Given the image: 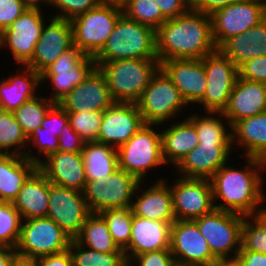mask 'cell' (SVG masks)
<instances>
[{
	"label": "cell",
	"mask_w": 266,
	"mask_h": 266,
	"mask_svg": "<svg viewBox=\"0 0 266 266\" xmlns=\"http://www.w3.org/2000/svg\"><path fill=\"white\" fill-rule=\"evenodd\" d=\"M100 2L101 0H51L50 5L52 8L55 6L59 12L55 13L52 17L72 20L95 8Z\"/></svg>",
	"instance_id": "45"
},
{
	"label": "cell",
	"mask_w": 266,
	"mask_h": 266,
	"mask_svg": "<svg viewBox=\"0 0 266 266\" xmlns=\"http://www.w3.org/2000/svg\"><path fill=\"white\" fill-rule=\"evenodd\" d=\"M14 75L0 80V109L14 112L23 103L36 98L41 74L27 66H20Z\"/></svg>",
	"instance_id": "26"
},
{
	"label": "cell",
	"mask_w": 266,
	"mask_h": 266,
	"mask_svg": "<svg viewBox=\"0 0 266 266\" xmlns=\"http://www.w3.org/2000/svg\"><path fill=\"white\" fill-rule=\"evenodd\" d=\"M240 250L266 254V212L244 217Z\"/></svg>",
	"instance_id": "41"
},
{
	"label": "cell",
	"mask_w": 266,
	"mask_h": 266,
	"mask_svg": "<svg viewBox=\"0 0 266 266\" xmlns=\"http://www.w3.org/2000/svg\"><path fill=\"white\" fill-rule=\"evenodd\" d=\"M231 132L233 148L237 143L247 157L266 161V111L235 122Z\"/></svg>",
	"instance_id": "30"
},
{
	"label": "cell",
	"mask_w": 266,
	"mask_h": 266,
	"mask_svg": "<svg viewBox=\"0 0 266 266\" xmlns=\"http://www.w3.org/2000/svg\"><path fill=\"white\" fill-rule=\"evenodd\" d=\"M246 159L244 168L235 169L226 163L210 178L215 209L243 216L266 212V206H263L266 194L262 191L264 177L261 176L266 161L253 157Z\"/></svg>",
	"instance_id": "1"
},
{
	"label": "cell",
	"mask_w": 266,
	"mask_h": 266,
	"mask_svg": "<svg viewBox=\"0 0 266 266\" xmlns=\"http://www.w3.org/2000/svg\"><path fill=\"white\" fill-rule=\"evenodd\" d=\"M232 144L199 143L176 166L179 176L210 179L224 164L228 163ZM181 174V175H180Z\"/></svg>",
	"instance_id": "21"
},
{
	"label": "cell",
	"mask_w": 266,
	"mask_h": 266,
	"mask_svg": "<svg viewBox=\"0 0 266 266\" xmlns=\"http://www.w3.org/2000/svg\"><path fill=\"white\" fill-rule=\"evenodd\" d=\"M155 126L143 124L126 143L117 148L118 168L142 182L150 169L166 164L162 154L161 130L157 132Z\"/></svg>",
	"instance_id": "6"
},
{
	"label": "cell",
	"mask_w": 266,
	"mask_h": 266,
	"mask_svg": "<svg viewBox=\"0 0 266 266\" xmlns=\"http://www.w3.org/2000/svg\"><path fill=\"white\" fill-rule=\"evenodd\" d=\"M39 266H73V259L69 249L52 255L37 258Z\"/></svg>",
	"instance_id": "54"
},
{
	"label": "cell",
	"mask_w": 266,
	"mask_h": 266,
	"mask_svg": "<svg viewBox=\"0 0 266 266\" xmlns=\"http://www.w3.org/2000/svg\"><path fill=\"white\" fill-rule=\"evenodd\" d=\"M41 9L28 8L0 34V49L9 48L16 63L26 66L32 59L45 21ZM8 47V48H7Z\"/></svg>",
	"instance_id": "13"
},
{
	"label": "cell",
	"mask_w": 266,
	"mask_h": 266,
	"mask_svg": "<svg viewBox=\"0 0 266 266\" xmlns=\"http://www.w3.org/2000/svg\"><path fill=\"white\" fill-rule=\"evenodd\" d=\"M50 181L37 168L24 182L12 204L23 220L46 217L49 206Z\"/></svg>",
	"instance_id": "27"
},
{
	"label": "cell",
	"mask_w": 266,
	"mask_h": 266,
	"mask_svg": "<svg viewBox=\"0 0 266 266\" xmlns=\"http://www.w3.org/2000/svg\"><path fill=\"white\" fill-rule=\"evenodd\" d=\"M195 266H222V260H218L214 263H210V264H203V265H195Z\"/></svg>",
	"instance_id": "60"
},
{
	"label": "cell",
	"mask_w": 266,
	"mask_h": 266,
	"mask_svg": "<svg viewBox=\"0 0 266 266\" xmlns=\"http://www.w3.org/2000/svg\"><path fill=\"white\" fill-rule=\"evenodd\" d=\"M143 124L136 103L115 102L103 111L97 142L118 148L126 143Z\"/></svg>",
	"instance_id": "17"
},
{
	"label": "cell",
	"mask_w": 266,
	"mask_h": 266,
	"mask_svg": "<svg viewBox=\"0 0 266 266\" xmlns=\"http://www.w3.org/2000/svg\"><path fill=\"white\" fill-rule=\"evenodd\" d=\"M69 124L85 143L97 142L103 111L67 112Z\"/></svg>",
	"instance_id": "43"
},
{
	"label": "cell",
	"mask_w": 266,
	"mask_h": 266,
	"mask_svg": "<svg viewBox=\"0 0 266 266\" xmlns=\"http://www.w3.org/2000/svg\"><path fill=\"white\" fill-rule=\"evenodd\" d=\"M80 245L99 252H124L114 243L108 226L99 213H91L74 238Z\"/></svg>",
	"instance_id": "35"
},
{
	"label": "cell",
	"mask_w": 266,
	"mask_h": 266,
	"mask_svg": "<svg viewBox=\"0 0 266 266\" xmlns=\"http://www.w3.org/2000/svg\"><path fill=\"white\" fill-rule=\"evenodd\" d=\"M139 183L135 176L120 168L104 178L87 181L82 192L89 212L131 207Z\"/></svg>",
	"instance_id": "9"
},
{
	"label": "cell",
	"mask_w": 266,
	"mask_h": 266,
	"mask_svg": "<svg viewBox=\"0 0 266 266\" xmlns=\"http://www.w3.org/2000/svg\"><path fill=\"white\" fill-rule=\"evenodd\" d=\"M98 68L104 74L115 102L136 103L160 63L158 59H118L101 63Z\"/></svg>",
	"instance_id": "4"
},
{
	"label": "cell",
	"mask_w": 266,
	"mask_h": 266,
	"mask_svg": "<svg viewBox=\"0 0 266 266\" xmlns=\"http://www.w3.org/2000/svg\"><path fill=\"white\" fill-rule=\"evenodd\" d=\"M213 40L218 48L225 40L251 29L266 19V0H242L215 10L211 15Z\"/></svg>",
	"instance_id": "11"
},
{
	"label": "cell",
	"mask_w": 266,
	"mask_h": 266,
	"mask_svg": "<svg viewBox=\"0 0 266 266\" xmlns=\"http://www.w3.org/2000/svg\"><path fill=\"white\" fill-rule=\"evenodd\" d=\"M48 23L42 28L31 61L26 65L38 73H42L63 52L72 47L73 28L70 20L50 16ZM50 22V23H49Z\"/></svg>",
	"instance_id": "18"
},
{
	"label": "cell",
	"mask_w": 266,
	"mask_h": 266,
	"mask_svg": "<svg viewBox=\"0 0 266 266\" xmlns=\"http://www.w3.org/2000/svg\"><path fill=\"white\" fill-rule=\"evenodd\" d=\"M237 67L245 61L266 55V19L242 34L225 40L218 48Z\"/></svg>",
	"instance_id": "28"
},
{
	"label": "cell",
	"mask_w": 266,
	"mask_h": 266,
	"mask_svg": "<svg viewBox=\"0 0 266 266\" xmlns=\"http://www.w3.org/2000/svg\"><path fill=\"white\" fill-rule=\"evenodd\" d=\"M87 57L77 46L73 45L44 71H70L77 68Z\"/></svg>",
	"instance_id": "48"
},
{
	"label": "cell",
	"mask_w": 266,
	"mask_h": 266,
	"mask_svg": "<svg viewBox=\"0 0 266 266\" xmlns=\"http://www.w3.org/2000/svg\"><path fill=\"white\" fill-rule=\"evenodd\" d=\"M216 50L209 14L190 8L176 18L167 19L156 30L159 63L173 59H202Z\"/></svg>",
	"instance_id": "2"
},
{
	"label": "cell",
	"mask_w": 266,
	"mask_h": 266,
	"mask_svg": "<svg viewBox=\"0 0 266 266\" xmlns=\"http://www.w3.org/2000/svg\"><path fill=\"white\" fill-rule=\"evenodd\" d=\"M169 249L177 266H195L218 261L194 220H176L171 225Z\"/></svg>",
	"instance_id": "16"
},
{
	"label": "cell",
	"mask_w": 266,
	"mask_h": 266,
	"mask_svg": "<svg viewBox=\"0 0 266 266\" xmlns=\"http://www.w3.org/2000/svg\"><path fill=\"white\" fill-rule=\"evenodd\" d=\"M187 103L197 104L203 97L207 78L202 59H173L160 63Z\"/></svg>",
	"instance_id": "20"
},
{
	"label": "cell",
	"mask_w": 266,
	"mask_h": 266,
	"mask_svg": "<svg viewBox=\"0 0 266 266\" xmlns=\"http://www.w3.org/2000/svg\"><path fill=\"white\" fill-rule=\"evenodd\" d=\"M71 240L50 218H29L22 221L15 251L18 256L37 259L69 249Z\"/></svg>",
	"instance_id": "10"
},
{
	"label": "cell",
	"mask_w": 266,
	"mask_h": 266,
	"mask_svg": "<svg viewBox=\"0 0 266 266\" xmlns=\"http://www.w3.org/2000/svg\"><path fill=\"white\" fill-rule=\"evenodd\" d=\"M69 251L73 266H128L125 252H99L71 240Z\"/></svg>",
	"instance_id": "37"
},
{
	"label": "cell",
	"mask_w": 266,
	"mask_h": 266,
	"mask_svg": "<svg viewBox=\"0 0 266 266\" xmlns=\"http://www.w3.org/2000/svg\"><path fill=\"white\" fill-rule=\"evenodd\" d=\"M87 181L111 175L118 169L117 148L100 142L85 143L81 151Z\"/></svg>",
	"instance_id": "32"
},
{
	"label": "cell",
	"mask_w": 266,
	"mask_h": 266,
	"mask_svg": "<svg viewBox=\"0 0 266 266\" xmlns=\"http://www.w3.org/2000/svg\"><path fill=\"white\" fill-rule=\"evenodd\" d=\"M16 255L14 248L0 244V266H10Z\"/></svg>",
	"instance_id": "56"
},
{
	"label": "cell",
	"mask_w": 266,
	"mask_h": 266,
	"mask_svg": "<svg viewBox=\"0 0 266 266\" xmlns=\"http://www.w3.org/2000/svg\"><path fill=\"white\" fill-rule=\"evenodd\" d=\"M136 104L144 124H156L157 127L178 118L177 115L188 106L180 91L161 68L153 75Z\"/></svg>",
	"instance_id": "7"
},
{
	"label": "cell",
	"mask_w": 266,
	"mask_h": 266,
	"mask_svg": "<svg viewBox=\"0 0 266 266\" xmlns=\"http://www.w3.org/2000/svg\"><path fill=\"white\" fill-rule=\"evenodd\" d=\"M37 168L24 156L0 154V198L12 203L24 182Z\"/></svg>",
	"instance_id": "31"
},
{
	"label": "cell",
	"mask_w": 266,
	"mask_h": 266,
	"mask_svg": "<svg viewBox=\"0 0 266 266\" xmlns=\"http://www.w3.org/2000/svg\"><path fill=\"white\" fill-rule=\"evenodd\" d=\"M22 2L28 7V8H37L40 9V4L42 3L44 5L47 4L48 6L51 3V0H22Z\"/></svg>",
	"instance_id": "58"
},
{
	"label": "cell",
	"mask_w": 266,
	"mask_h": 266,
	"mask_svg": "<svg viewBox=\"0 0 266 266\" xmlns=\"http://www.w3.org/2000/svg\"><path fill=\"white\" fill-rule=\"evenodd\" d=\"M118 59H158L156 31L123 14L102 50L94 57L96 67Z\"/></svg>",
	"instance_id": "3"
},
{
	"label": "cell",
	"mask_w": 266,
	"mask_h": 266,
	"mask_svg": "<svg viewBox=\"0 0 266 266\" xmlns=\"http://www.w3.org/2000/svg\"><path fill=\"white\" fill-rule=\"evenodd\" d=\"M4 203V201L0 198V206Z\"/></svg>",
	"instance_id": "62"
},
{
	"label": "cell",
	"mask_w": 266,
	"mask_h": 266,
	"mask_svg": "<svg viewBox=\"0 0 266 266\" xmlns=\"http://www.w3.org/2000/svg\"><path fill=\"white\" fill-rule=\"evenodd\" d=\"M90 214L83 192L50 182L46 217L53 220L72 239L79 234Z\"/></svg>",
	"instance_id": "15"
},
{
	"label": "cell",
	"mask_w": 266,
	"mask_h": 266,
	"mask_svg": "<svg viewBox=\"0 0 266 266\" xmlns=\"http://www.w3.org/2000/svg\"><path fill=\"white\" fill-rule=\"evenodd\" d=\"M10 266H39L37 259L25 258L16 255L12 260Z\"/></svg>",
	"instance_id": "57"
},
{
	"label": "cell",
	"mask_w": 266,
	"mask_h": 266,
	"mask_svg": "<svg viewBox=\"0 0 266 266\" xmlns=\"http://www.w3.org/2000/svg\"><path fill=\"white\" fill-rule=\"evenodd\" d=\"M96 67L93 57L88 56L77 68L70 71H43L41 84L49 81L52 87L49 98L54 103H59L74 87L79 85L88 74Z\"/></svg>",
	"instance_id": "33"
},
{
	"label": "cell",
	"mask_w": 266,
	"mask_h": 266,
	"mask_svg": "<svg viewBox=\"0 0 266 266\" xmlns=\"http://www.w3.org/2000/svg\"><path fill=\"white\" fill-rule=\"evenodd\" d=\"M28 7L22 0H0V34L8 28Z\"/></svg>",
	"instance_id": "50"
},
{
	"label": "cell",
	"mask_w": 266,
	"mask_h": 266,
	"mask_svg": "<svg viewBox=\"0 0 266 266\" xmlns=\"http://www.w3.org/2000/svg\"><path fill=\"white\" fill-rule=\"evenodd\" d=\"M242 0H190V8L211 15L215 10Z\"/></svg>",
	"instance_id": "53"
},
{
	"label": "cell",
	"mask_w": 266,
	"mask_h": 266,
	"mask_svg": "<svg viewBox=\"0 0 266 266\" xmlns=\"http://www.w3.org/2000/svg\"><path fill=\"white\" fill-rule=\"evenodd\" d=\"M22 216L10 202L0 206V244L16 248L20 237Z\"/></svg>",
	"instance_id": "42"
},
{
	"label": "cell",
	"mask_w": 266,
	"mask_h": 266,
	"mask_svg": "<svg viewBox=\"0 0 266 266\" xmlns=\"http://www.w3.org/2000/svg\"><path fill=\"white\" fill-rule=\"evenodd\" d=\"M128 266H177V264L170 249H163L133 256L128 261Z\"/></svg>",
	"instance_id": "47"
},
{
	"label": "cell",
	"mask_w": 266,
	"mask_h": 266,
	"mask_svg": "<svg viewBox=\"0 0 266 266\" xmlns=\"http://www.w3.org/2000/svg\"><path fill=\"white\" fill-rule=\"evenodd\" d=\"M122 15L120 4L100 2L95 8L70 20L73 44L94 58L104 47Z\"/></svg>",
	"instance_id": "5"
},
{
	"label": "cell",
	"mask_w": 266,
	"mask_h": 266,
	"mask_svg": "<svg viewBox=\"0 0 266 266\" xmlns=\"http://www.w3.org/2000/svg\"><path fill=\"white\" fill-rule=\"evenodd\" d=\"M114 103L104 74L95 67L58 104L66 112H86L104 111Z\"/></svg>",
	"instance_id": "19"
},
{
	"label": "cell",
	"mask_w": 266,
	"mask_h": 266,
	"mask_svg": "<svg viewBox=\"0 0 266 266\" xmlns=\"http://www.w3.org/2000/svg\"><path fill=\"white\" fill-rule=\"evenodd\" d=\"M121 6L127 18L149 26L155 31L167 20L155 0H125Z\"/></svg>",
	"instance_id": "40"
},
{
	"label": "cell",
	"mask_w": 266,
	"mask_h": 266,
	"mask_svg": "<svg viewBox=\"0 0 266 266\" xmlns=\"http://www.w3.org/2000/svg\"><path fill=\"white\" fill-rule=\"evenodd\" d=\"M29 144L34 148L39 149L38 152L40 153L35 156L31 150L32 148H28L24 157L38 166L43 161V159L40 158V154L44 155V158L46 159L48 156L58 151L59 137H57V134L32 133L28 137V147L30 146Z\"/></svg>",
	"instance_id": "44"
},
{
	"label": "cell",
	"mask_w": 266,
	"mask_h": 266,
	"mask_svg": "<svg viewBox=\"0 0 266 266\" xmlns=\"http://www.w3.org/2000/svg\"><path fill=\"white\" fill-rule=\"evenodd\" d=\"M38 169L55 185L82 192L87 182L81 152L57 151L39 165Z\"/></svg>",
	"instance_id": "24"
},
{
	"label": "cell",
	"mask_w": 266,
	"mask_h": 266,
	"mask_svg": "<svg viewBox=\"0 0 266 266\" xmlns=\"http://www.w3.org/2000/svg\"><path fill=\"white\" fill-rule=\"evenodd\" d=\"M105 220L114 243L125 250L130 242L133 212L129 208L106 209L99 213Z\"/></svg>",
	"instance_id": "38"
},
{
	"label": "cell",
	"mask_w": 266,
	"mask_h": 266,
	"mask_svg": "<svg viewBox=\"0 0 266 266\" xmlns=\"http://www.w3.org/2000/svg\"><path fill=\"white\" fill-rule=\"evenodd\" d=\"M202 62L207 86L197 104H202L205 112H223L238 77V67L218 49L202 58Z\"/></svg>",
	"instance_id": "12"
},
{
	"label": "cell",
	"mask_w": 266,
	"mask_h": 266,
	"mask_svg": "<svg viewBox=\"0 0 266 266\" xmlns=\"http://www.w3.org/2000/svg\"><path fill=\"white\" fill-rule=\"evenodd\" d=\"M162 15L166 19H173L190 9V0H155Z\"/></svg>",
	"instance_id": "52"
},
{
	"label": "cell",
	"mask_w": 266,
	"mask_h": 266,
	"mask_svg": "<svg viewBox=\"0 0 266 266\" xmlns=\"http://www.w3.org/2000/svg\"><path fill=\"white\" fill-rule=\"evenodd\" d=\"M244 217L237 213L214 209L209 214L194 219L217 260L237 258L241 249Z\"/></svg>",
	"instance_id": "8"
},
{
	"label": "cell",
	"mask_w": 266,
	"mask_h": 266,
	"mask_svg": "<svg viewBox=\"0 0 266 266\" xmlns=\"http://www.w3.org/2000/svg\"><path fill=\"white\" fill-rule=\"evenodd\" d=\"M49 98L40 95L23 103L13 113L27 138L39 126L48 110L54 105Z\"/></svg>",
	"instance_id": "39"
},
{
	"label": "cell",
	"mask_w": 266,
	"mask_h": 266,
	"mask_svg": "<svg viewBox=\"0 0 266 266\" xmlns=\"http://www.w3.org/2000/svg\"><path fill=\"white\" fill-rule=\"evenodd\" d=\"M238 76L266 84V55L249 59L238 67Z\"/></svg>",
	"instance_id": "49"
},
{
	"label": "cell",
	"mask_w": 266,
	"mask_h": 266,
	"mask_svg": "<svg viewBox=\"0 0 266 266\" xmlns=\"http://www.w3.org/2000/svg\"><path fill=\"white\" fill-rule=\"evenodd\" d=\"M27 149L28 138L14 113L0 109V154L25 156Z\"/></svg>",
	"instance_id": "36"
},
{
	"label": "cell",
	"mask_w": 266,
	"mask_h": 266,
	"mask_svg": "<svg viewBox=\"0 0 266 266\" xmlns=\"http://www.w3.org/2000/svg\"><path fill=\"white\" fill-rule=\"evenodd\" d=\"M171 225L133 215L130 242L124 250L127 261L145 252L169 249Z\"/></svg>",
	"instance_id": "25"
},
{
	"label": "cell",
	"mask_w": 266,
	"mask_h": 266,
	"mask_svg": "<svg viewBox=\"0 0 266 266\" xmlns=\"http://www.w3.org/2000/svg\"><path fill=\"white\" fill-rule=\"evenodd\" d=\"M139 184L134 194L136 201L133 199L131 205L133 215L173 224L176 217L173 211L172 195L168 181L164 178L158 179L146 190L142 188V181ZM139 190L141 195L138 192Z\"/></svg>",
	"instance_id": "23"
},
{
	"label": "cell",
	"mask_w": 266,
	"mask_h": 266,
	"mask_svg": "<svg viewBox=\"0 0 266 266\" xmlns=\"http://www.w3.org/2000/svg\"><path fill=\"white\" fill-rule=\"evenodd\" d=\"M266 111V84L237 77L222 114L231 126L246 117Z\"/></svg>",
	"instance_id": "22"
},
{
	"label": "cell",
	"mask_w": 266,
	"mask_h": 266,
	"mask_svg": "<svg viewBox=\"0 0 266 266\" xmlns=\"http://www.w3.org/2000/svg\"><path fill=\"white\" fill-rule=\"evenodd\" d=\"M205 114L207 115L194 113L187 117L195 126L199 143L232 144L231 124L222 112H206ZM219 115L221 118L218 117Z\"/></svg>",
	"instance_id": "34"
},
{
	"label": "cell",
	"mask_w": 266,
	"mask_h": 266,
	"mask_svg": "<svg viewBox=\"0 0 266 266\" xmlns=\"http://www.w3.org/2000/svg\"><path fill=\"white\" fill-rule=\"evenodd\" d=\"M69 124L68 113L55 103L47 112L41 126L37 127L32 133H49L60 136L65 125Z\"/></svg>",
	"instance_id": "46"
},
{
	"label": "cell",
	"mask_w": 266,
	"mask_h": 266,
	"mask_svg": "<svg viewBox=\"0 0 266 266\" xmlns=\"http://www.w3.org/2000/svg\"><path fill=\"white\" fill-rule=\"evenodd\" d=\"M237 259L242 266H266V254L255 251L240 250Z\"/></svg>",
	"instance_id": "55"
},
{
	"label": "cell",
	"mask_w": 266,
	"mask_h": 266,
	"mask_svg": "<svg viewBox=\"0 0 266 266\" xmlns=\"http://www.w3.org/2000/svg\"><path fill=\"white\" fill-rule=\"evenodd\" d=\"M162 130V154L167 165L177 166L186 155L199 144L194 124L188 119H182ZM173 163V164H172Z\"/></svg>",
	"instance_id": "29"
},
{
	"label": "cell",
	"mask_w": 266,
	"mask_h": 266,
	"mask_svg": "<svg viewBox=\"0 0 266 266\" xmlns=\"http://www.w3.org/2000/svg\"><path fill=\"white\" fill-rule=\"evenodd\" d=\"M85 142L79 134H77L70 124L65 125L59 136L58 151L69 153L81 152Z\"/></svg>",
	"instance_id": "51"
},
{
	"label": "cell",
	"mask_w": 266,
	"mask_h": 266,
	"mask_svg": "<svg viewBox=\"0 0 266 266\" xmlns=\"http://www.w3.org/2000/svg\"><path fill=\"white\" fill-rule=\"evenodd\" d=\"M169 185L176 220H194L215 209L210 179L180 176Z\"/></svg>",
	"instance_id": "14"
},
{
	"label": "cell",
	"mask_w": 266,
	"mask_h": 266,
	"mask_svg": "<svg viewBox=\"0 0 266 266\" xmlns=\"http://www.w3.org/2000/svg\"><path fill=\"white\" fill-rule=\"evenodd\" d=\"M125 0H101V2L122 4Z\"/></svg>",
	"instance_id": "61"
},
{
	"label": "cell",
	"mask_w": 266,
	"mask_h": 266,
	"mask_svg": "<svg viewBox=\"0 0 266 266\" xmlns=\"http://www.w3.org/2000/svg\"><path fill=\"white\" fill-rule=\"evenodd\" d=\"M222 266H242V264L237 258H232L222 259Z\"/></svg>",
	"instance_id": "59"
}]
</instances>
